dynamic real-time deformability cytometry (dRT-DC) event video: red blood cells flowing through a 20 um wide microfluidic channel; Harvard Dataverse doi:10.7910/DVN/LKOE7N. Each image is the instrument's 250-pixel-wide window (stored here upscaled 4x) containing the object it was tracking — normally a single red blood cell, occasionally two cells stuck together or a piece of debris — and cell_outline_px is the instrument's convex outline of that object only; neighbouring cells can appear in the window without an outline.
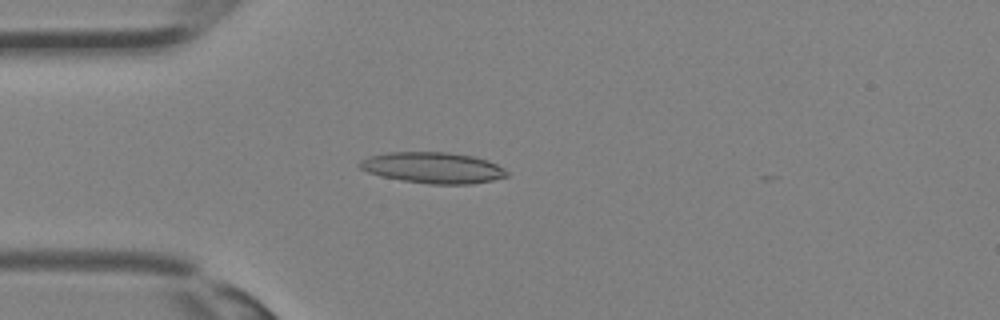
{"species": "Egyptian fruit bat (a non-hibernating species)", "species_latin": "Rousettus aegyptiacus", "temperature_condition": "room temperature", "stored_images_in_passage": 26, "camera_frame_rate_fps": 3000, "um_per_image_px": 0.085, "animal": {"sex": "female"}, "frame": {"image": 1, "passage_image": 3, "time_ms": 0.667, "image_size_px": [1000, 320], "cell_outline_px": [[508, 176], [492, 180], [472, 184], [428, 184], [400, 180], [380, 176], [368, 172], [360, 168], [356, 164], [360, 160], [368, 156], [388, 152], [448, 152], [472, 156], [488, 160], [504, 168], [508, 172]], "centroid_in_image_um": [36.77, 14.26], "position_along_channel_um": 48.2, "area_um2": 26.82}}
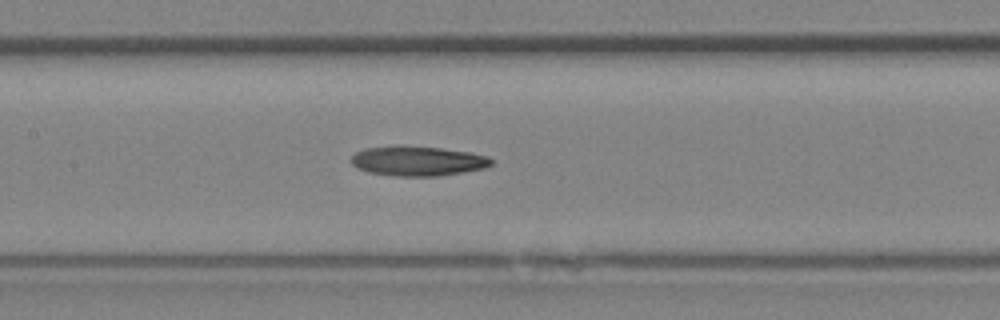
{"frame": {"image": 2, "passage_image": 10, "time_ms": 3.0, "image_size_px": [1000, 320], "cell_outline_px": [[492, 164], [484, 168], [464, 172], [440, 176], [396, 176], [368, 172], [356, 168], [352, 164], [352, 156], [356, 152], [364, 148], [392, 144], [400, 144], [440, 148], [472, 152], [488, 156], [492, 160]], "centroid_in_image_um": [35.48, 13.66], "position_along_channel_um": 171.9, "area_um2": 24.8}}
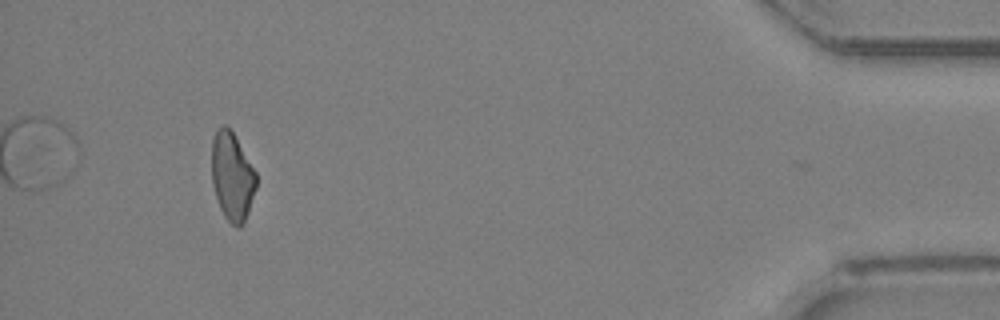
{"frame": {"image": 3, "passage_image": 26, "time_ms": 8.333, "image_size_px": [1000, 320], "cell_outline_px": [[256, 188], [248, 212], [240, 228], [232, 224], [224, 216], [220, 208], [212, 184], [212, 140], [216, 128], [224, 124], [232, 132], [256, 172]], "centroid_in_image_um": [19.72, 14.99], "position_along_channel_um": 415.5, "area_um2": 22.6}}